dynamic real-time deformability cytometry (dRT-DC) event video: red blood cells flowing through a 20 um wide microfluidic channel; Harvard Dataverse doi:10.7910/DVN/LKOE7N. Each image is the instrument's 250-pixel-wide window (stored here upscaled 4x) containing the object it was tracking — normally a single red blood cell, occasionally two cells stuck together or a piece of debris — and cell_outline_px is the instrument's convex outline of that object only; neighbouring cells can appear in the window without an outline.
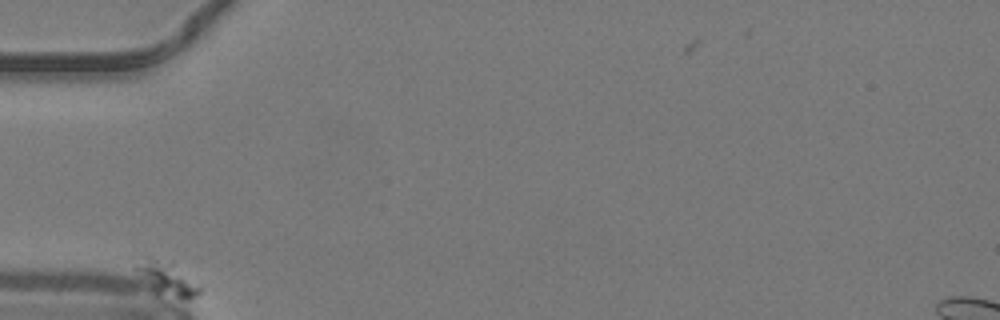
{"species": "common noctule bat (a hibernating species)", "species_latin": "Nyctalus noctula", "temperature_condition": "warm", "stored_images_in_passage": 37, "camera_frame_rate_fps": 3000, "um_per_image_px": 0.085, "animal": {"sex": "male", "body_mass_g": 19.2, "forearm_length_mm": 51.8}, "frame": {"image": 1, "passage_image": 1, "time_ms": 0.0, "image_size_px": [1000, 320], "cell_outline_px": [[200, 292], [196, 296], [188, 300], [184, 300], [156, 296], [148, 288], [132, 268], [144, 256], [152, 256], [176, 260], [200, 288]], "centroid_in_image_um": [14.13, 23.65], "position_along_channel_um": 70.9, "area_um2": 13.93}}
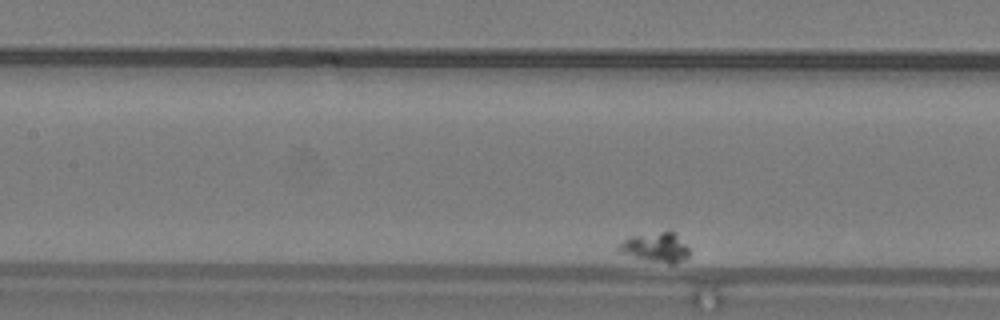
{"frame": {"image": 2, "passage_image": 12, "time_ms": 3.667, "image_size_px": [1000, 320], "cell_outline_px": [[688, 256], [684, 260], [672, 264], [668, 264], [648, 260], [632, 256], [620, 252], [616, 248], [624, 240], [632, 236], [660, 232], [672, 232], [688, 248]], "centroid_in_image_um": [55.72, 21.05], "position_along_channel_um": 151.7, "area_um2": 11.68}}
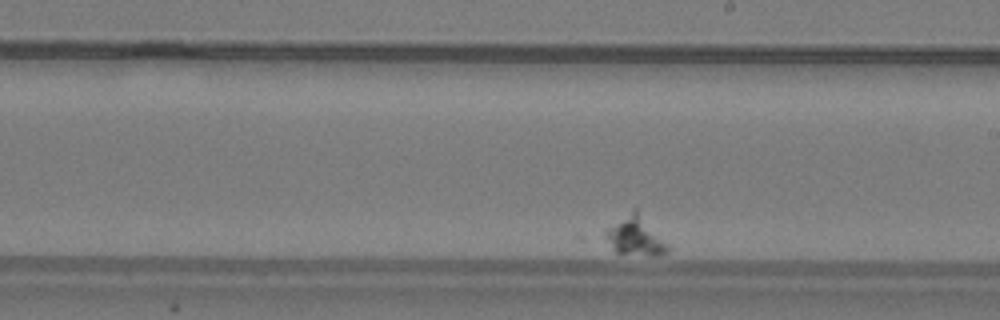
{"frame": {"image": 3, "passage_image": 22, "time_ms": 7.0, "image_size_px": [1000, 320], "cell_outline_px": [[672, 248], [668, 252], [660, 256], [648, 256], [616, 252], [604, 236], [604, 228], [632, 208], [636, 208], [672, 244]], "centroid_in_image_um": [54.08, 20.04], "position_along_channel_um": 234.9, "area_um2": 15.09}}